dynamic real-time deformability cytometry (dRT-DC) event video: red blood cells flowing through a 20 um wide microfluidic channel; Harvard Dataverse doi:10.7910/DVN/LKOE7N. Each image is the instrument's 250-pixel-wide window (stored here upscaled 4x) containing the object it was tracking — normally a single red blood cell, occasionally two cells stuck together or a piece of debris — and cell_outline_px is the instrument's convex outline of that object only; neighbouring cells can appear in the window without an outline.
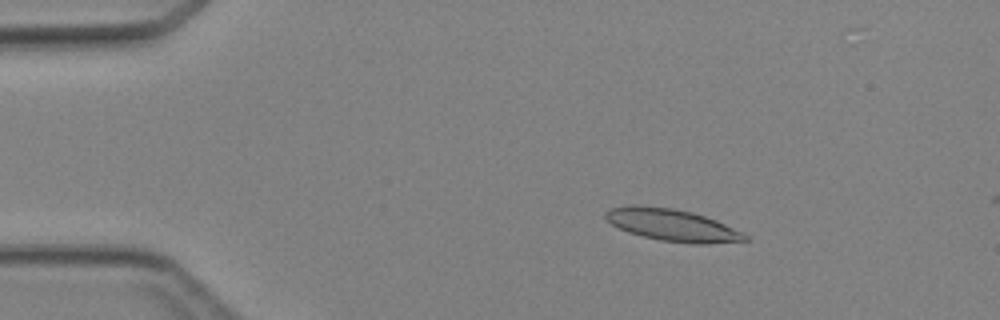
{"species": "Egyptian fruit bat (a non-hibernating species)", "species_latin": "Rousettus aegyptiacus", "temperature_condition": "cold", "stored_images_in_passage": 12, "camera_frame_rate_fps": 3000, "um_per_image_px": 0.085, "animal": {"sex": "female"}, "frame": {"image": 1, "passage_image": 8, "time_ms": 2.333, "image_size_px": [1000, 320], "cell_outline_px": [[752, 240], [708, 244], [692, 244], [660, 240], [628, 232], [604, 220], [604, 212], [612, 208], [628, 204], [636, 204], [672, 208], [692, 212], [716, 220], [744, 232]], "centroid_in_image_um": [57.15, 19.13], "position_along_channel_um": 27.9, "area_um2": 26.36}}